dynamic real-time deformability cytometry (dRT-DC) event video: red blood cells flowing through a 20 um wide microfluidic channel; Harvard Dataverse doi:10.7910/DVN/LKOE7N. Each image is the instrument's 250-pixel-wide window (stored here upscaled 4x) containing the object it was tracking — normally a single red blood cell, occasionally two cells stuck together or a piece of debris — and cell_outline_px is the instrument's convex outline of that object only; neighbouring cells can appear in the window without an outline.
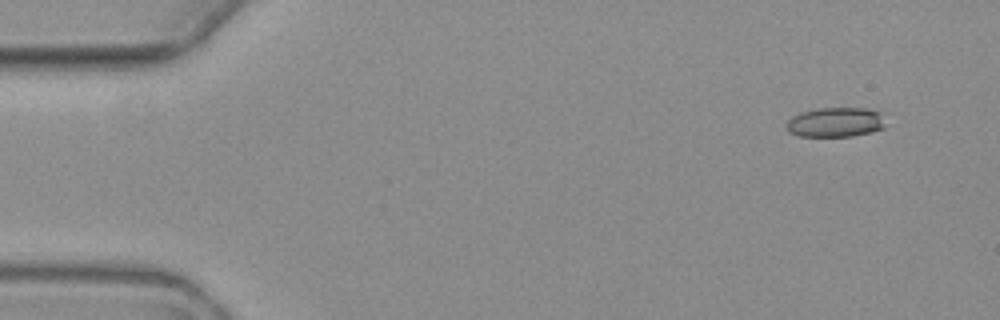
{"species": "common noctule bat (a hibernating species)", "species_latin": "Nyctalus noctula", "temperature_condition": "warm", "stored_images_in_passage": 3, "camera_frame_rate_fps": 3000, "um_per_image_px": 0.085, "animal": {"sex": "female", "body_mass_g": 19.3, "forearm_length_mm": 54.1}, "frame": {"image": 1, "passage_image": 3, "time_ms": 2.667, "image_size_px": [1000, 320], "cell_outline_px": [[884, 128], [872, 132], [852, 136], [796, 136], [788, 132], [784, 124], [792, 116], [800, 112], [816, 108], [868, 108], [884, 112]], "centroid_in_image_um": [71.01, 10.38], "position_along_channel_um": 14.0, "area_um2": 17.57}}